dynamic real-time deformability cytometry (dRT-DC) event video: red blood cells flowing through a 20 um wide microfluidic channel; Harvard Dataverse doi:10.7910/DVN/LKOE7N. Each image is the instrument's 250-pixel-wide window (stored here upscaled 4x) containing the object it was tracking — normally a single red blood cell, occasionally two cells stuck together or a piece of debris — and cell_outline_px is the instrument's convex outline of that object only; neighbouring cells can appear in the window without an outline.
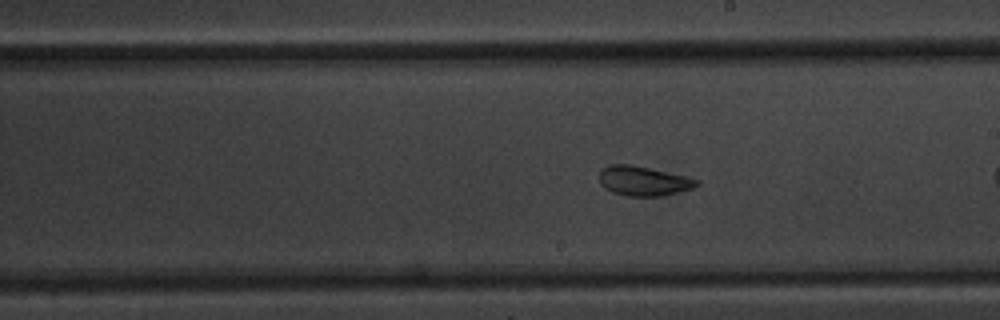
{"species": "common noctule bat (a hibernating species)", "species_latin": "Nyctalus noctula", "temperature_condition": "warm", "stored_images_in_passage": 43, "camera_frame_rate_fps": 3000, "um_per_image_px": 0.085, "animal": {"sex": "male", "body_mass_g": 20.1, "forearm_length_mm": 53.5}, "frame": {"image": 1, "passage_image": 17, "time_ms": 5.333, "image_size_px": [1000, 320], "cell_outline_px": [[700, 184], [692, 188], [664, 196], [628, 196], [612, 192], [604, 188], [600, 184], [600, 168], [608, 164], [628, 164], [648, 168], [684, 176], [700, 180]], "centroid_in_image_um": [54.66, 15.38], "position_along_channel_um": 234.3, "area_um2": 16.76}}
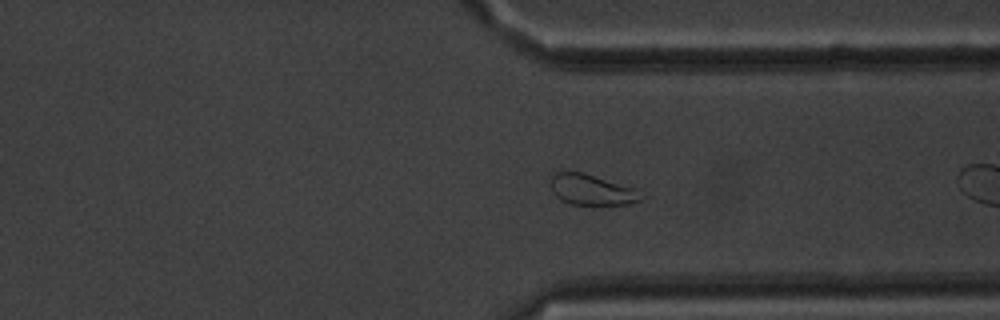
{"frame": {"image": 2, "passage_image": 28, "time_ms": 9.0, "image_size_px": [1000, 320], "cell_outline_px": [[648, 196], [644, 200], [632, 204], [572, 204], [560, 200], [552, 192], [548, 176], [552, 172], [584, 172], [640, 188], [648, 192]], "centroid_in_image_um": [50.42, 16.11], "position_along_channel_um": 361.0, "area_um2": 17.22}}
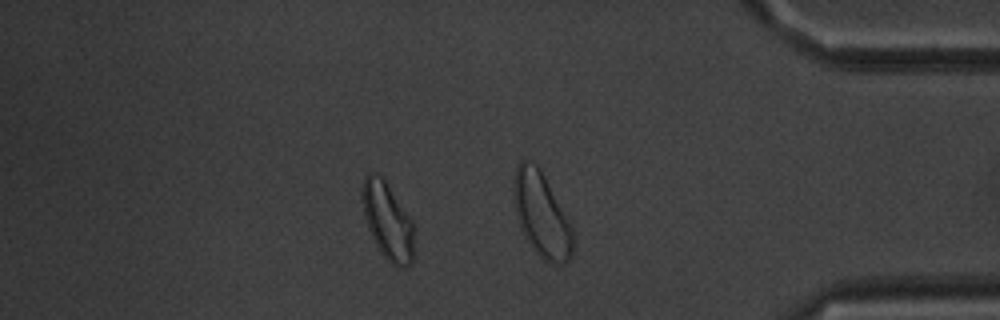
{"frame": {"image": 3, "passage_image": 35, "time_ms": 11.333, "image_size_px": [1000, 320], "cell_outline_px": [[412, 264], [404, 268], [396, 268], [380, 252], [368, 228], [364, 216], [360, 196], [364, 176], [368, 172], [372, 172], [384, 176], [412, 220]], "centroid_in_image_um": [32.91, 18.72], "position_along_channel_um": 402.3, "area_um2": 23.58}, "authors_computed_cell_mechanics": {"area_um2": 17.4556, "velocity_mm_per_s": 3.4527, "shape_relaxation_time_tau1_ms": 2.814, "shape_relaxation_time_tau2_ms": 0.7714, "deformation_change_tau1": 0.0952, "deformation_change_tau2": 0.064}}